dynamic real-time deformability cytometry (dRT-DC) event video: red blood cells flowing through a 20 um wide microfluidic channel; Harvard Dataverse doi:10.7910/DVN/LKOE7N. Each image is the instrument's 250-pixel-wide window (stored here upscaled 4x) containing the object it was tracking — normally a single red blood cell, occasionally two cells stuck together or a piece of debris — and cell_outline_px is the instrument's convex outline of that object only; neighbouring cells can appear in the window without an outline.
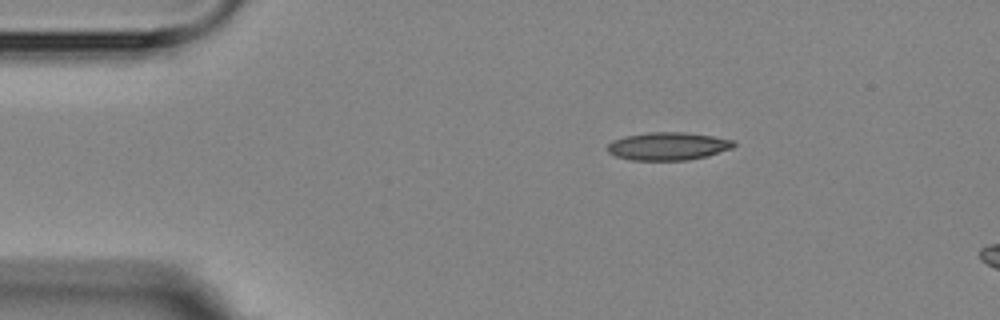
{"species": "Egyptian fruit bat (a non-hibernating species)", "species_latin": "Rousettus aegyptiacus", "temperature_condition": "room temperature", "stored_images_in_passage": 4, "camera_frame_rate_fps": 3000, "um_per_image_px": 0.085, "animal": {"sex": "female"}, "frame": {"image": 1, "passage_image": 1, "time_ms": 0.0, "image_size_px": [1000, 320], "cell_outline_px": [[736, 144], [732, 148], [708, 156], [688, 160], [632, 160], [616, 156], [608, 152], [608, 144], [612, 140], [624, 136], [648, 132], [684, 132], [712, 136], [736, 140]], "centroid_in_image_um": [56.8, 12.42], "position_along_channel_um": 28.2, "area_um2": 20.63}}
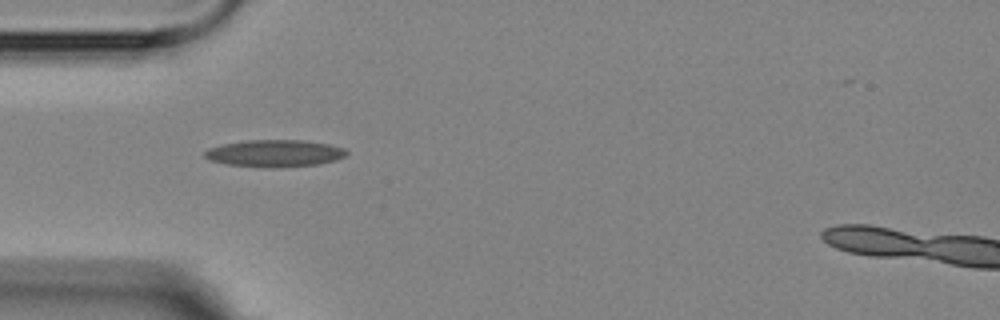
{"frame": {"image": 2, "passage_image": 3, "time_ms": 2.333, "image_size_px": [1000, 320], "cell_outline_px": [[348, 152], [344, 156], [336, 160], [320, 164], [228, 164], [208, 160], [204, 156], [204, 152], [208, 148], [224, 144], [248, 140], [304, 140], [328, 144], [344, 148]], "centroid_in_image_um": [23.36, 12.97], "position_along_channel_um": 61.6, "area_um2": 20.98}}